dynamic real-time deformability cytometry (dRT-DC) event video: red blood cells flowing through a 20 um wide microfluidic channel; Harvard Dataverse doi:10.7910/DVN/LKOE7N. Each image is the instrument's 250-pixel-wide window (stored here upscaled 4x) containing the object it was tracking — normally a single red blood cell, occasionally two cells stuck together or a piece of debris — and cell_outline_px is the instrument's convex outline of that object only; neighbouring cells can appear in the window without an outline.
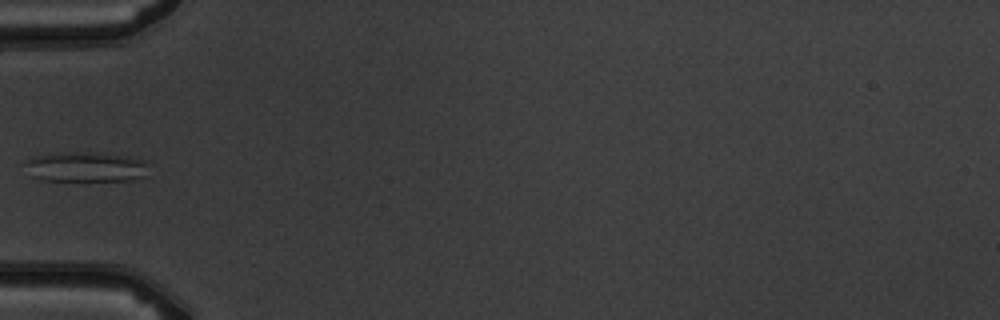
{"species": "common noctule bat (a hibernating species)", "species_latin": "Nyctalus noctula", "temperature_condition": "warm", "stored_images_in_passage": 5, "camera_frame_rate_fps": 3000, "um_per_image_px": 0.085, "animal": {"sex": "male", "body_mass_g": 19.5, "forearm_length_mm": 54.6}, "frame": {"image": 1, "passage_image": 5, "time_ms": 5.667, "image_size_px": [1000, 320], "cell_outline_px": [[148, 176], [132, 180], [40, 180], [32, 176], [24, 160], [36, 156], [68, 152], [104, 152], [128, 156], [144, 160]], "centroid_in_image_um": [7.34, 14.18], "position_along_channel_um": 77.7, "area_um2": 21.56}}